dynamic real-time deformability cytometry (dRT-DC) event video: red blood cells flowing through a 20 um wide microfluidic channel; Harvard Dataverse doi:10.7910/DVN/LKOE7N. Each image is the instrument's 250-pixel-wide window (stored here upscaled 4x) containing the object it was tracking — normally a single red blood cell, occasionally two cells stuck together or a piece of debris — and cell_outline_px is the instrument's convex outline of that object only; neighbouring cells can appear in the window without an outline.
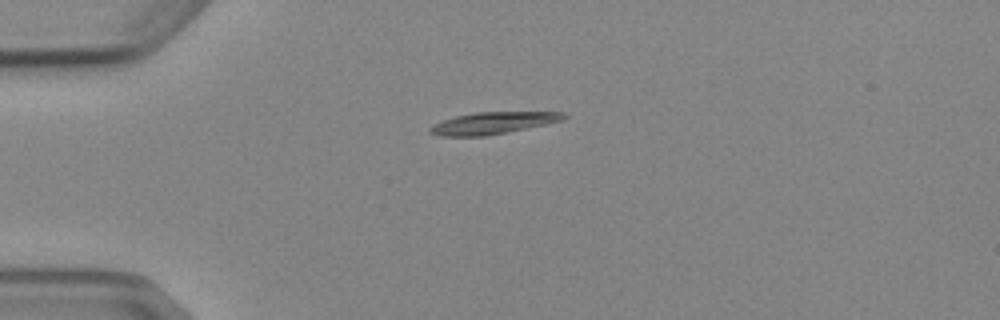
{"species": "Egyptian fruit bat (a non-hibernating species)", "species_latin": "Rousettus aegyptiacus", "temperature_condition": "cold", "stored_images_in_passage": 4, "camera_frame_rate_fps": 3000, "um_per_image_px": 0.085, "animal": {"sex": "female"}, "frame": {"image": 1, "passage_image": 1, "time_ms": 0.0, "image_size_px": [1000, 320], "cell_outline_px": [[568, 116], [564, 120], [488, 136], [440, 136], [428, 132], [428, 128], [432, 124], [456, 116], [476, 112], [564, 112]], "centroid_in_image_um": [41.88, 10.46], "position_along_channel_um": 43.1, "area_um2": 17.05}}
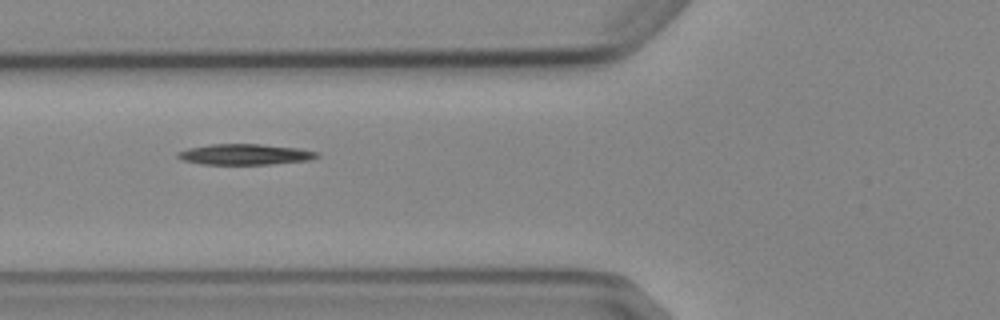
{"frame": {"image": 2, "passage_image": 3, "time_ms": 2.333, "image_size_px": [1000, 320], "cell_outline_px": [[320, 156], [312, 160], [272, 164], [204, 164], [184, 160], [176, 156], [176, 152], [188, 148], [208, 144], [260, 144], [300, 148], [320, 152]], "centroid_in_image_um": [20.88, 13.11], "position_along_channel_um": 104.9, "area_um2": 16.99}}